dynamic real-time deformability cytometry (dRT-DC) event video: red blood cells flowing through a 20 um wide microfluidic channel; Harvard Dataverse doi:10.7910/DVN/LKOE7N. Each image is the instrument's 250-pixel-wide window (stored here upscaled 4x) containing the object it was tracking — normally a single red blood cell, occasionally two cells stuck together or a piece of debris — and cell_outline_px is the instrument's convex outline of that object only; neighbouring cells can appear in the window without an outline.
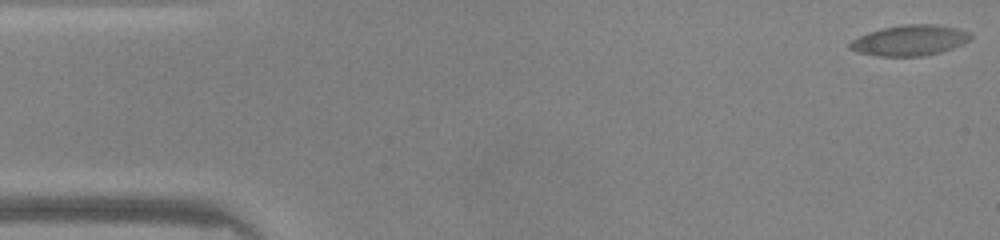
{"species": "common noctule bat (a hibernating species)", "species_latin": "Nyctalus noctula", "temperature_condition": "warm", "stored_images_in_passage": 50, "camera_frame_rate_fps": 3000, "um_per_image_px": 0.085, "animal": {"sex": "male", "body_mass_g": 20.0, "forearm_length_mm": 53.3}, "frame": {"image": 1, "passage_image": 1, "time_ms": 0.0, "image_size_px": [1000, 240], "cell_outline_px": [[972, 36], [968, 40], [952, 48], [940, 52], [924, 56], [880, 56], [860, 52], [848, 48], [848, 44], [852, 40], [868, 32], [884, 28], [904, 24], [932, 24], [956, 28], [968, 32]], "centroid_in_image_um": [77.31, 3.43], "position_along_channel_um": 7.7, "area_um2": 21.15}}
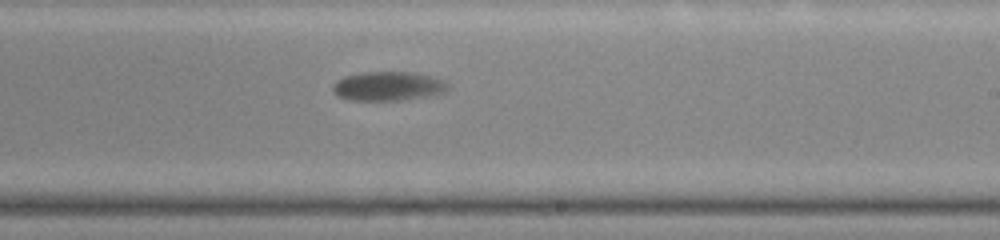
{"frame": {"image": 2, "passage_image": 29, "time_ms": 9.333, "image_size_px": [1000, 240], "cell_outline_px": [[448, 88], [444, 92], [428, 96], [400, 100], [352, 100], [340, 96], [332, 92], [332, 88], [336, 80], [344, 76], [368, 72], [412, 72], [432, 76], [448, 84]], "centroid_in_image_um": [32.97, 7.32], "position_along_channel_um": 256.0, "area_um2": 19.31}}
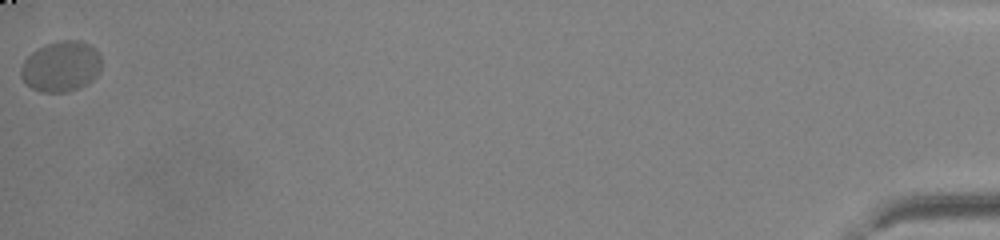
{"frame": {"image": 3, "passage_image": 50, "time_ms": 16.333, "image_size_px": [1000, 240], "cell_outline_px": [[100, 72], [88, 84], [64, 92], [40, 92], [32, 88], [20, 76], [20, 68], [24, 60], [32, 52], [48, 44], [60, 40], [80, 40], [88, 44], [100, 52]], "centroid_in_image_um": [5.2, 5.64], "position_along_channel_um": 430.0, "area_um2": 23.64}, "authors_computed_cell_mechanics": {"area_um2": 19.5942, "velocity_mm_per_s": 4.0259, "shape_relaxation_time_tau1_ms": 3.6412, "shape_relaxation_time_tau2_ms": null, "deformation_change_tau1": 0.1106, "deformation_change_tau2": null}}